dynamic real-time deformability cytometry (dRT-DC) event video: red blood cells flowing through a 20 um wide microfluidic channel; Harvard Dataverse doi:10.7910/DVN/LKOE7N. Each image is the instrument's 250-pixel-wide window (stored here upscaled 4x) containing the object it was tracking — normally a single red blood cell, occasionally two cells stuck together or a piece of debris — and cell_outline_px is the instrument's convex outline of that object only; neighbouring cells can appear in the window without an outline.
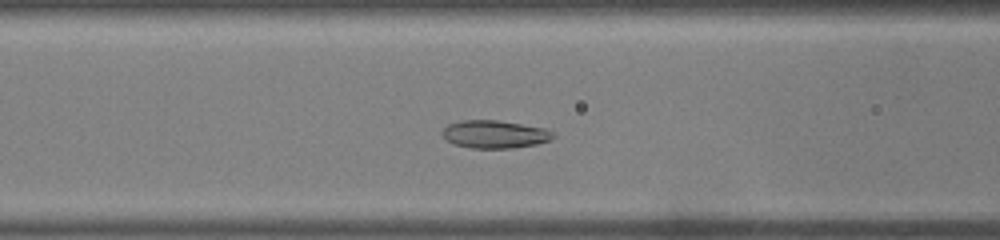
{"species": "common noctule bat (a hibernating species)", "species_latin": "Nyctalus noctula", "temperature_condition": "warm", "stored_images_in_passage": 45, "camera_frame_rate_fps": 3000, "um_per_image_px": 0.085, "animal": {"sex": "male", "body_mass_g": 19.0, "forearm_length_mm": 50.8}, "frame": {"image": 1, "passage_image": 15, "time_ms": 4.667, "image_size_px": [1000, 240], "cell_outline_px": [[556, 136], [548, 140], [536, 144], [512, 148], [472, 148], [456, 144], [448, 140], [440, 132], [448, 124], [460, 120], [496, 120], [548, 128]], "centroid_in_image_um": [42.06, 11.4], "position_along_channel_um": 124.5, "area_um2": 17.92}}
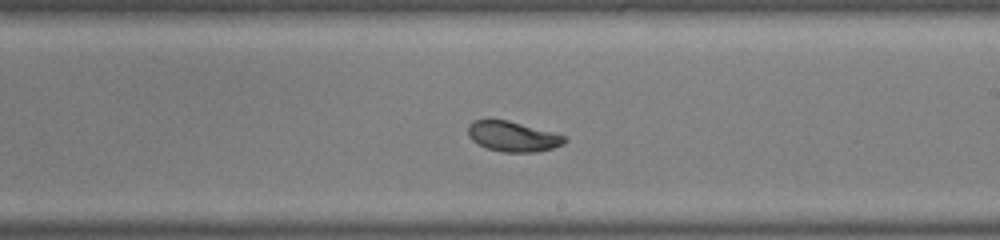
{"frame": {"image": 2, "passage_image": 24, "time_ms": 7.667, "image_size_px": [1000, 240], "cell_outline_px": [[568, 140], [564, 144], [552, 148], [536, 152], [504, 152], [488, 148], [472, 140], [468, 136], [468, 124], [472, 120], [488, 116], [508, 120], [568, 136]], "centroid_in_image_um": [43.56, 11.55], "position_along_channel_um": 245.4, "area_um2": 17.51}}
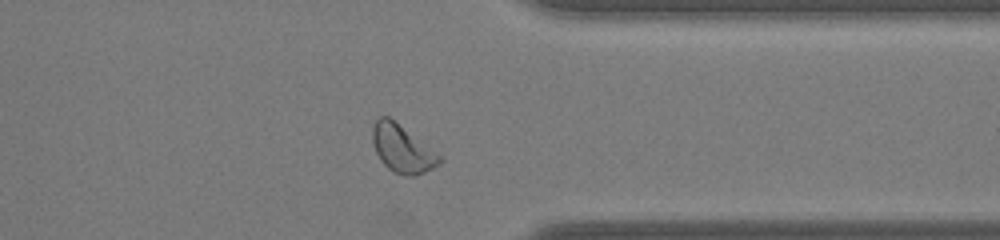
{"frame": {"image": 3, "passage_image": 34, "time_ms": 11.0, "image_size_px": [1000, 240], "cell_outline_px": [[444, 160], [440, 164], [424, 172], [412, 176], [404, 176], [392, 172], [380, 160], [372, 144], [372, 128], [376, 120], [380, 116], [388, 116], [440, 156]], "centroid_in_image_um": [34.15, 12.67], "position_along_channel_um": 377.3, "area_um2": 18.26}, "authors_computed_cell_mechanics": {"area_um2": 18.785, "velocity_mm_per_s": 4.0472, "shape_relaxation_time_tau1_ms": 4.7585, "shape_relaxation_time_tau2_ms": 1.3374, "deformation_change_tau1": 0.124, "deformation_change_tau2": 0.0536}}